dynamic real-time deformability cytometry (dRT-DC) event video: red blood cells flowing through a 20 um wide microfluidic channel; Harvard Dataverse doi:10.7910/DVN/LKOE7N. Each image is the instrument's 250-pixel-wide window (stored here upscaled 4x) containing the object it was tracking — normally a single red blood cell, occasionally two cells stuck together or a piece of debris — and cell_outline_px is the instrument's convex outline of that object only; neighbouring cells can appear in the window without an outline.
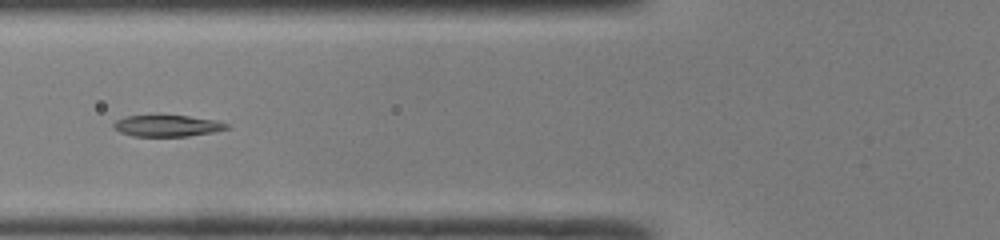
{"species": "common noctule bat (a hibernating species)", "species_latin": "Nyctalus noctula", "temperature_condition": "room temperature", "stored_images_in_passage": 36, "camera_frame_rate_fps": 3000, "um_per_image_px": 0.085, "animal": {"sex": "male", "body_mass_g": 19.0, "forearm_length_mm": 50.8}, "frame": {"image": 1, "passage_image": 7, "time_ms": 2.0, "image_size_px": [1000, 240], "cell_outline_px": [[228, 128], [216, 132], [188, 136], [132, 136], [120, 132], [112, 128], [112, 124], [116, 120], [124, 116], [156, 112], [188, 116], [216, 120], [228, 124]], "centroid_in_image_um": [14.14, 10.64], "position_along_channel_um": 111.7, "area_um2": 15.03}}
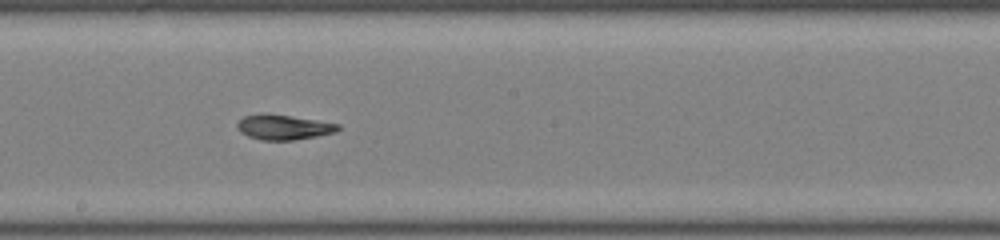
{"frame": {"image": 2, "passage_image": 15, "time_ms": 4.667, "image_size_px": [1000, 240], "cell_outline_px": [[340, 128], [336, 132], [316, 136], [292, 140], [260, 140], [248, 136], [240, 132], [236, 128], [236, 124], [244, 116], [288, 116], [340, 124]], "centroid_in_image_um": [24.12, 10.85], "position_along_channel_um": 224.1, "area_um2": 13.99}}
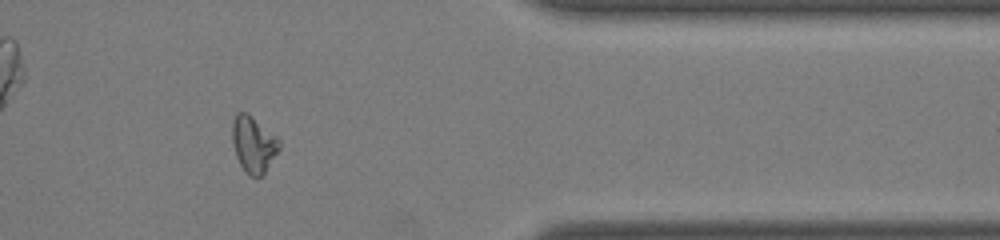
{"frame": {"image": 3, "passage_image": 28, "time_ms": 9.0, "image_size_px": [1000, 240], "cell_outline_px": [[280, 148], [264, 176], [248, 176], [244, 172], [236, 156], [232, 144], [232, 120], [236, 112], [248, 112], [276, 136], [280, 140]], "centroid_in_image_um": [21.54, 12.27], "position_along_channel_um": 389.9, "area_um2": 15.78}, "authors_computed_cell_mechanics": {"area_um2": 14.8257, "velocity_mm_per_s": 4.2292, "shape_relaxation_time_tau1_ms": null, "shape_relaxation_time_tau2_ms": 2.388, "deformation_change_tau1": null, "deformation_change_tau2": 0.0763}}